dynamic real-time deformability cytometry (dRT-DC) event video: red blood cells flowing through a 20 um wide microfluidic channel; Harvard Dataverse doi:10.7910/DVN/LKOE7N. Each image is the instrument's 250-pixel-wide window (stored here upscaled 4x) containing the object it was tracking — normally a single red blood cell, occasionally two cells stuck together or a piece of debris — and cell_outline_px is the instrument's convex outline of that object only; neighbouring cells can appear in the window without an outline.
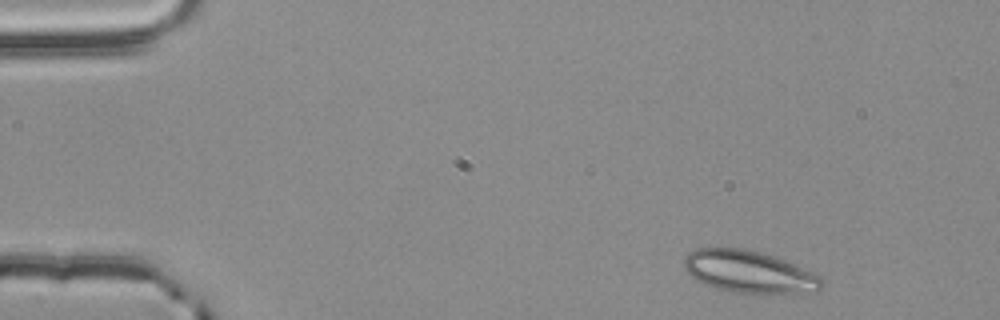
{"species": "common noctule bat (a hibernating species)", "species_latin": "Nyctalus noctula", "temperature_condition": "room temperature", "stored_images_in_passage": 2, "camera_frame_rate_fps": 3000, "um_per_image_px": 0.085, "animal": {"sex": "male", "body_mass_g": 20.4}, "frame": {"image": 1, "passage_image": 1, "time_ms": 0.0, "image_size_px": [1000, 320], "cell_outline_px": [[824, 284], [820, 292], [732, 292], [716, 288], [704, 284], [696, 280], [684, 268], [684, 256], [688, 252], [696, 248], [744, 248], [760, 252], [784, 260], [812, 272], [820, 276], [824, 280]], "centroid_in_image_um": [63.66, 23.09], "position_along_channel_um": 21.3, "area_um2": 33.58}}